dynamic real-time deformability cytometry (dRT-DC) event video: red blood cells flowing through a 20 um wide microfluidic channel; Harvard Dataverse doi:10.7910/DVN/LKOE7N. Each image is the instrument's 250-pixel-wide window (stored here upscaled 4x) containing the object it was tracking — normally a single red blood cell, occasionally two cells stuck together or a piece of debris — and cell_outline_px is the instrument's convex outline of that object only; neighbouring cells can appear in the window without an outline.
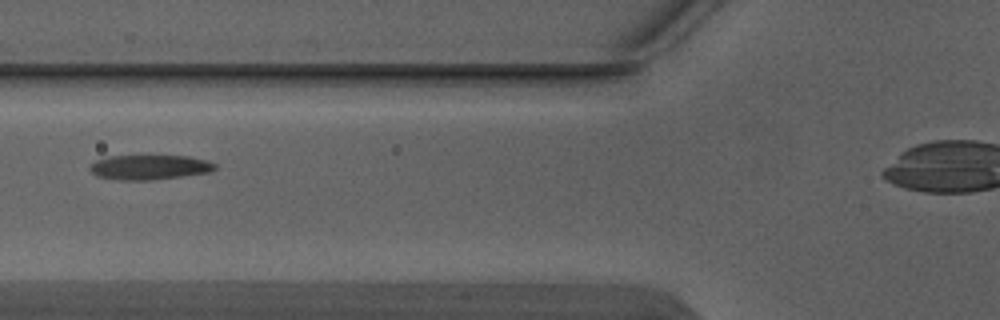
{"species": "Egyptian fruit bat (a non-hibernating species)", "species_latin": "Rousettus aegyptiacus", "temperature_condition": "warm", "stored_images_in_passage": 3, "camera_frame_rate_fps": 3000, "um_per_image_px": 0.085, "animal": {"sex": "male"}, "frame": {"image": 1, "passage_image": 3, "time_ms": 0.667, "image_size_px": [1000, 320], "cell_outline_px": [[216, 168], [208, 172], [152, 180], [120, 180], [96, 176], [88, 168], [96, 160], [112, 156], [188, 156], [204, 160], [216, 164]], "centroid_in_image_um": [12.67, 14.22], "position_along_channel_um": 113.1, "area_um2": 17.74}}